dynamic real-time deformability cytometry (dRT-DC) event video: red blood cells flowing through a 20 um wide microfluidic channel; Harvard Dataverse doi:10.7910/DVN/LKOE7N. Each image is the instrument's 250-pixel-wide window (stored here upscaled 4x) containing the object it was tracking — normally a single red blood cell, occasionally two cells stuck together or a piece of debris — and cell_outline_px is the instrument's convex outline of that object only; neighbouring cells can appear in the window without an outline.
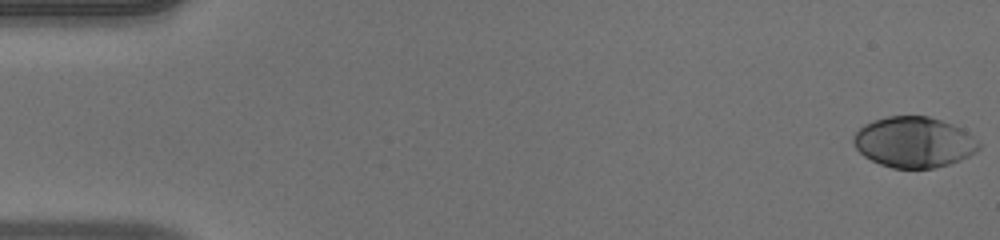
{"species": "human", "species_latin": "Homo sapiens", "temperature_condition": "warm", "stored_images_in_passage": 51, "camera_frame_rate_fps": 3000, "um_per_image_px": 0.085, "donor": {"sex": "male"}, "frame": {"image": 1, "passage_image": 1, "time_ms": 0.0, "image_size_px": [1000, 240], "cell_outline_px": [[980, 148], [976, 152], [960, 160], [948, 164], [932, 168], [892, 168], [880, 164], [864, 156], [856, 148], [852, 140], [852, 136], [864, 124], [872, 120], [888, 116], [928, 116], [952, 124], [960, 128], [972, 136], [980, 144]], "centroid_in_image_um": [77.66, 12.08], "position_along_channel_um": 7.3, "area_um2": 36.88}}
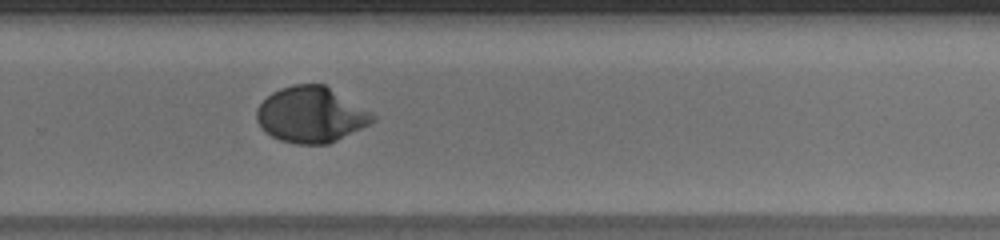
{"frame": {"image": 2, "passage_image": 35, "time_ms": 11.333, "image_size_px": [1000, 240], "cell_outline_px": [[376, 120], [328, 144], [296, 144], [280, 140], [264, 132], [260, 128], [256, 120], [256, 108], [272, 92], [280, 88], [292, 84], [324, 84], [376, 116]], "centroid_in_image_um": [26.37, 9.75], "position_along_channel_um": 303.4, "area_um2": 37.34}}
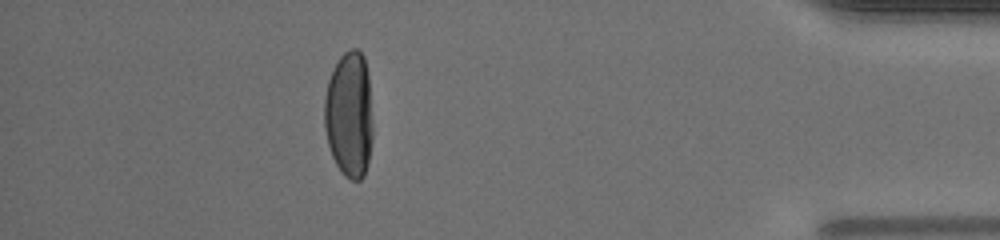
{"frame": {"image": 3, "passage_image": 46, "time_ms": 15.0, "image_size_px": [1000, 240], "cell_outline_px": [[372, 140], [368, 164], [364, 176], [360, 180], [352, 180], [344, 176], [336, 164], [332, 156], [328, 144], [324, 128], [324, 96], [328, 80], [340, 56], [344, 52], [352, 48], [356, 48], [364, 56], [368, 76], [372, 124]], "centroid_in_image_um": [29.68, 9.76], "position_along_channel_um": 405.5, "area_um2": 35.78}, "authors_computed_cell_mechanics": {"area_um2": 36.3562, "velocity_mm_per_s": 4.027, "shape_relaxation_time_tau1_ms": 3.7208, "shape_relaxation_time_tau2_ms": null, "deformation_change_tau1": 0.2068, "deformation_change_tau2": null}}